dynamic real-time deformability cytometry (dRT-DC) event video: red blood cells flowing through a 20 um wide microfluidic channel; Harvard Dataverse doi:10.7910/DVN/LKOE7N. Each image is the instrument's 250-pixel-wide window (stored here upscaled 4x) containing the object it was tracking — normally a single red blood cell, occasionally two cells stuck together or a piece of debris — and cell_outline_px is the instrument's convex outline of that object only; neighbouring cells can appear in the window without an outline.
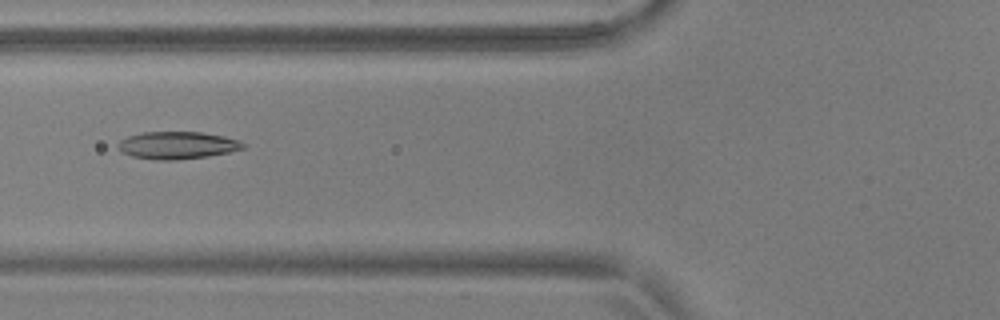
{"species": "common noctule bat (a hibernating species)", "species_latin": "Nyctalus noctula", "temperature_condition": "warm", "stored_images_in_passage": 53, "camera_frame_rate_fps": 3000, "um_per_image_px": 0.085, "animal": {"sex": "male", "body_mass_g": 17.9, "forearm_length_mm": 54.2}, "frame": {"image": 1, "passage_image": 20, "time_ms": 6.333, "image_size_px": [1000, 320], "cell_outline_px": [[244, 148], [228, 152], [208, 156], [176, 160], [156, 160], [132, 156], [120, 152], [116, 144], [120, 140], [128, 136], [144, 132], [200, 132], [224, 136], [236, 140], [244, 144]], "centroid_in_image_um": [15.01, 12.35], "position_along_channel_um": 110.8, "area_um2": 19.88}}
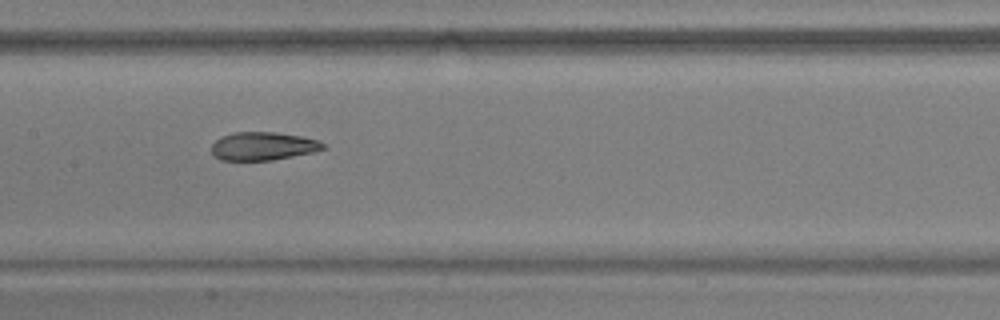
{"frame": {"image": 2, "passage_image": 26, "time_ms": 8.333, "image_size_px": [1000, 320], "cell_outline_px": [[328, 148], [312, 152], [272, 160], [220, 160], [212, 156], [212, 144], [220, 136], [236, 132], [276, 132], [300, 136], [320, 140]], "centroid_in_image_um": [22.35, 12.42], "position_along_channel_um": 185.1, "area_um2": 18.44}}
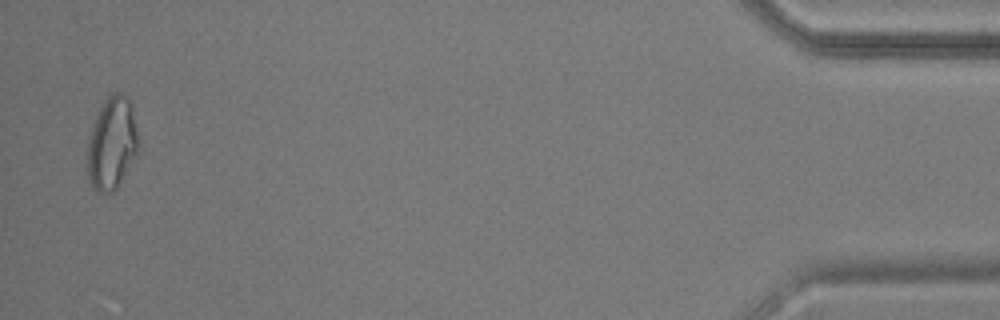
{"frame": {"image": 3, "passage_image": 52, "time_ms": 17.0, "image_size_px": [1000, 320], "cell_outline_px": [[136, 152], [116, 188], [112, 192], [96, 192], [92, 188], [88, 180], [84, 168], [88, 144], [92, 124], [104, 100], [112, 92], [120, 92], [128, 96], [132, 108], [136, 132]], "centroid_in_image_um": [9.42, 12.19], "position_along_channel_um": 425.8, "area_um2": 27.28}, "authors_computed_cell_mechanics": {"area_um2": 19.941, "velocity_mm_per_s": 3.6968, "shape_relaxation_time_tau1_ms": 5.4429, "shape_relaxation_time_tau2_ms": 1.7016, "deformation_change_tau1": 0.1897, "deformation_change_tau2": 0.0866}}